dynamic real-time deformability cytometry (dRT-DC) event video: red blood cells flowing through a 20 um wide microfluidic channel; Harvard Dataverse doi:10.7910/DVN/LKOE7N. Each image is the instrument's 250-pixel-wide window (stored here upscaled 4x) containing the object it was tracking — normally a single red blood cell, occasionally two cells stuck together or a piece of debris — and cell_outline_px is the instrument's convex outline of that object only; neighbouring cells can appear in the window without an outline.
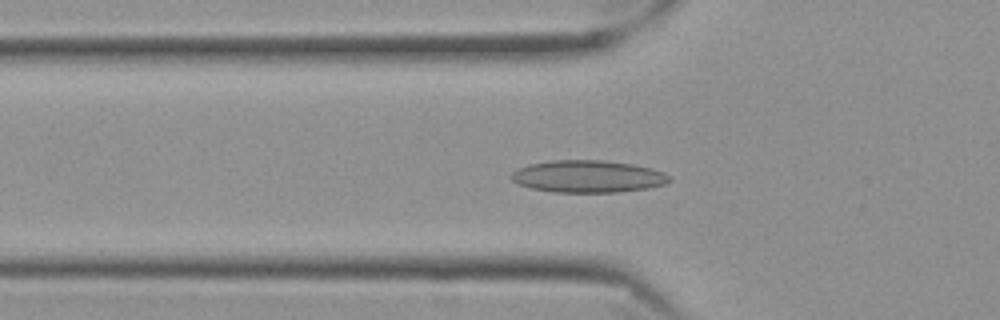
{"species": "Egyptian fruit bat (a non-hibernating species)", "species_latin": "Rousettus aegyptiacus", "temperature_condition": "cold", "stored_images_in_passage": 58, "camera_frame_rate_fps": 3000, "um_per_image_px": 0.085, "frame": {"image": 1, "passage_image": 20, "time_ms": 6.333, "image_size_px": [1000, 320], "cell_outline_px": [[672, 180], [664, 184], [648, 188], [616, 192], [552, 192], [532, 188], [520, 184], [512, 180], [512, 172], [516, 168], [528, 164], [552, 160], [604, 160], [632, 164], [652, 168], [664, 172], [672, 176]], "centroid_in_image_um": [50.0, 14.99], "position_along_channel_um": 75.8, "area_um2": 29.77}}
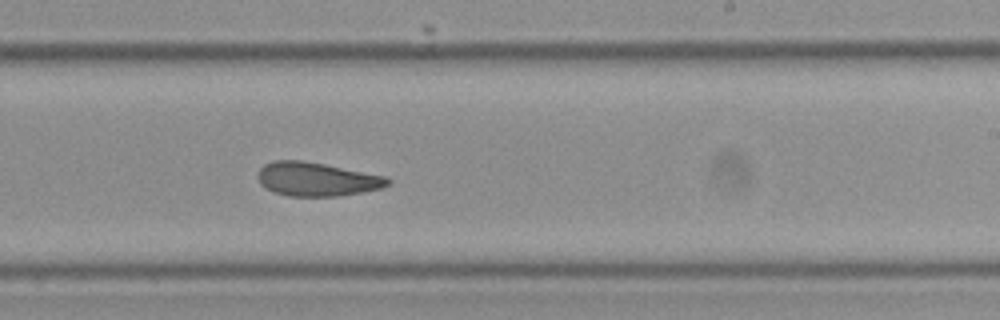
{"frame": {"image": 2, "passage_image": 36, "time_ms": 11.667, "image_size_px": [1000, 320], "cell_outline_px": [[392, 184], [380, 188], [340, 196], [288, 196], [272, 192], [260, 184], [260, 168], [264, 164], [272, 160], [300, 160], [324, 164], [388, 176], [392, 180]], "centroid_in_image_um": [26.96, 15.23], "position_along_channel_um": 262.0, "area_um2": 25.61}}
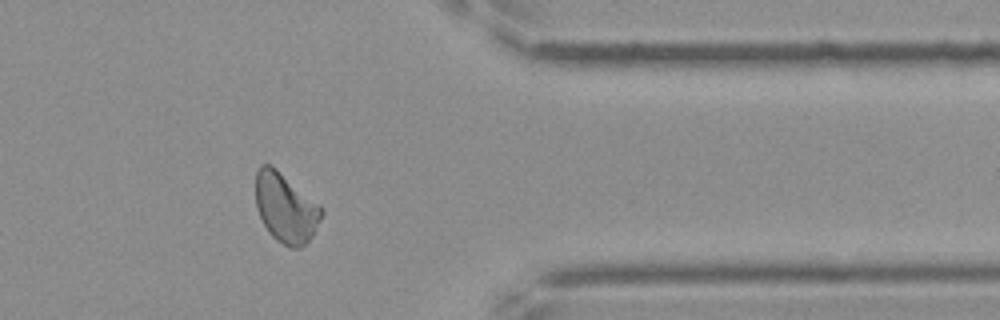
{"frame": {"image": 3, "passage_image": 48, "time_ms": 15.667, "image_size_px": [1000, 320], "cell_outline_px": [[324, 212], [320, 220], [308, 240], [300, 248], [292, 248], [276, 240], [268, 232], [256, 208], [256, 172], [260, 164], [268, 164], [276, 168], [320, 204], [324, 208]], "centroid_in_image_um": [24.28, 17.65], "position_along_channel_um": 387.1, "area_um2": 26.53}, "authors_computed_cell_mechanics": {"area_um2": 26.3857, "velocity_mm_per_s": 3.4736, "shape_relaxation_time_tau1_ms": null, "shape_relaxation_time_tau2_ms": 2.9392, "deformation_change_tau1": null, "deformation_change_tau2": 0.0931}}